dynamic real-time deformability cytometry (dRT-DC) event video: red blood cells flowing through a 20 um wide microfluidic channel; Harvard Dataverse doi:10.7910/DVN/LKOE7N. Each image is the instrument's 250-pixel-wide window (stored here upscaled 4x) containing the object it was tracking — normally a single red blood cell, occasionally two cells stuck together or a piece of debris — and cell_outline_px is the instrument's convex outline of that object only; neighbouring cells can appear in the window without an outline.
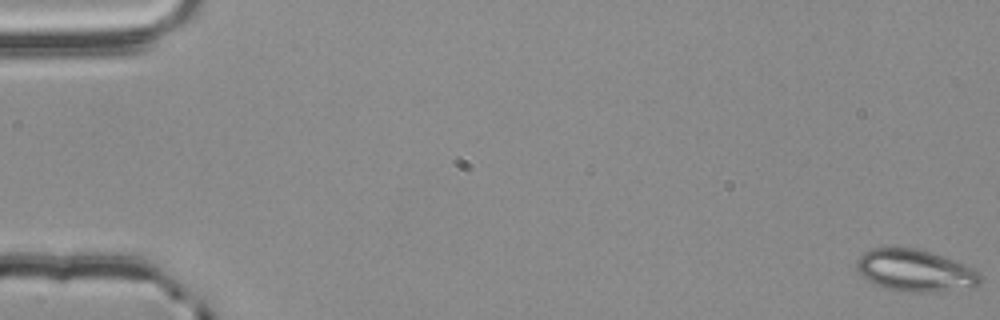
{"species": "common noctule bat (a hibernating species)", "species_latin": "Nyctalus noctula", "temperature_condition": "room temperature", "stored_images_in_passage": 57, "camera_frame_rate_fps": 3000, "um_per_image_px": 0.085, "animal": {"sex": "male", "body_mass_g": 20.4}, "frame": {"image": 1, "passage_image": 1, "time_ms": 0.0, "image_size_px": [1000, 320], "cell_outline_px": [[980, 284], [972, 288], [932, 292], [900, 292], [884, 288], [868, 280], [856, 268], [856, 260], [864, 252], [872, 248], [916, 248], [968, 264], [980, 272]], "centroid_in_image_um": [77.83, 23.01], "position_along_channel_um": 7.2, "area_um2": 30.46}}
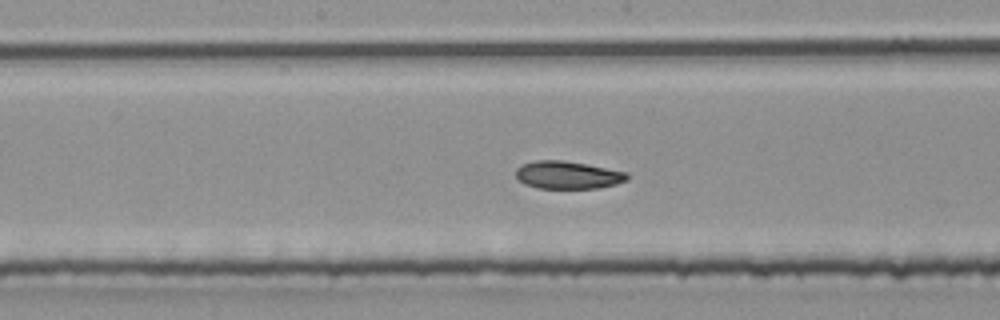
{"frame": {"image": 2, "passage_image": 30, "time_ms": 9.667, "image_size_px": [1000, 320], "cell_outline_px": [[628, 180], [616, 184], [600, 188], [536, 188], [524, 184], [516, 176], [516, 168], [520, 164], [536, 160], [564, 160], [628, 172]], "centroid_in_image_um": [48.25, 14.87], "position_along_channel_um": 200.0, "area_um2": 18.09}}
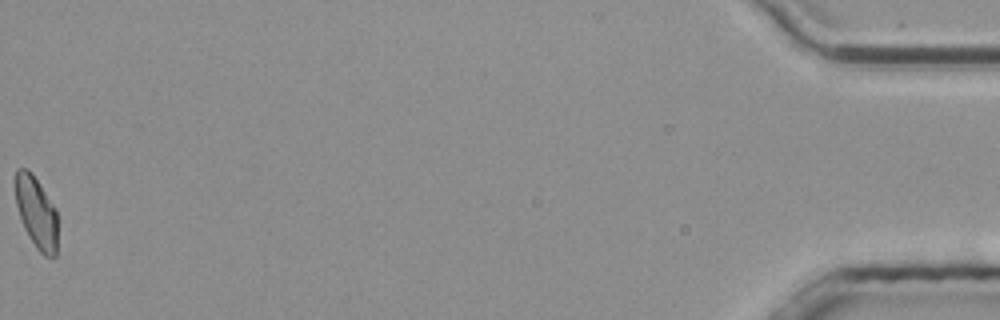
{"frame": {"image": 3, "passage_image": 57, "time_ms": 18.667, "image_size_px": [1000, 320], "cell_outline_px": [[56, 256], [44, 256], [36, 248], [28, 236], [24, 228], [16, 204], [16, 168], [28, 168], [32, 172], [56, 208]], "centroid_in_image_um": [3.09, 18.04], "position_along_channel_um": 432.1, "area_um2": 17.51}, "authors_computed_cell_mechanics": {"area_um2": 18.6694, "velocity_mm_per_s": 3.7595, "shape_relaxation_time_tau1_ms": 3.3998, "shape_relaxation_time_tau2_ms": 4.8886, "deformation_change_tau1": 0.1306, "deformation_change_tau2": 0.0746}}